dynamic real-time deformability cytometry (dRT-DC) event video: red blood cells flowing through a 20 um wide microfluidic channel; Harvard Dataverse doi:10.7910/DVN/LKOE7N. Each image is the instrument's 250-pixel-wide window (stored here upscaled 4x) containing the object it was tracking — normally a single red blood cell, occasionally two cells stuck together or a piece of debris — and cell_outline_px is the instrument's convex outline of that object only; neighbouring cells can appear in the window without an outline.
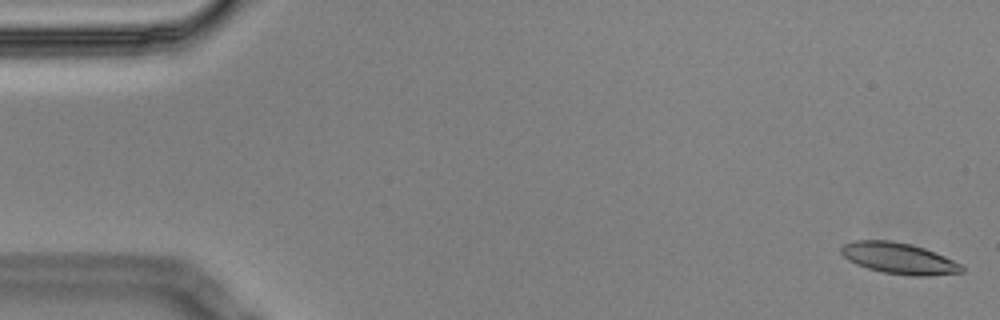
{"species": "Egyptian fruit bat (a non-hibernating species)", "species_latin": "Rousettus aegyptiacus", "temperature_condition": "cold", "stored_images_in_passage": 12, "camera_frame_rate_fps": 3000, "um_per_image_px": 0.085, "animal": {"sex": "male"}, "frame": {"image": 1, "passage_image": 1, "time_ms": 0.0, "image_size_px": [1000, 320], "cell_outline_px": [[964, 272], [928, 276], [908, 276], [880, 272], [856, 264], [848, 260], [840, 252], [840, 248], [844, 244], [856, 240], [892, 240], [912, 244], [924, 248], [944, 256], [960, 264], [964, 268]], "centroid_in_image_um": [76.39, 21.96], "position_along_channel_um": 8.6, "area_um2": 22.02}}
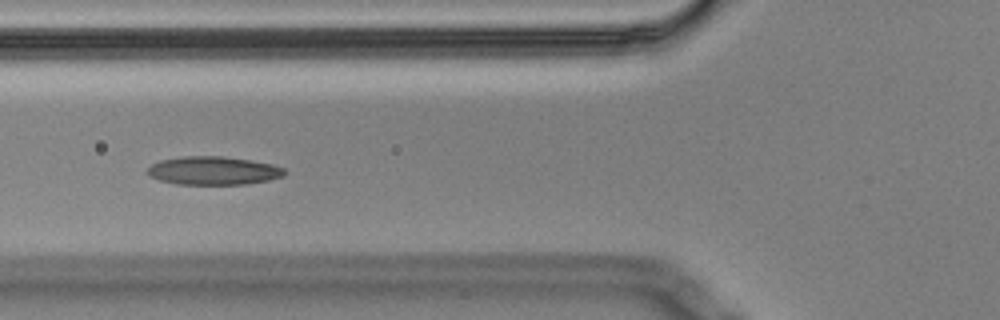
{"frame": {"image": 2, "passage_image": 6, "time_ms": 1.667, "image_size_px": [1000, 320], "cell_outline_px": [[288, 172], [284, 176], [268, 180], [244, 184], [176, 184], [160, 180], [148, 176], [144, 172], [152, 164], [160, 160], [184, 156], [224, 156], [272, 164], [284, 168]], "centroid_in_image_um": [18.11, 14.5], "position_along_channel_um": 107.7, "area_um2": 22.72}}
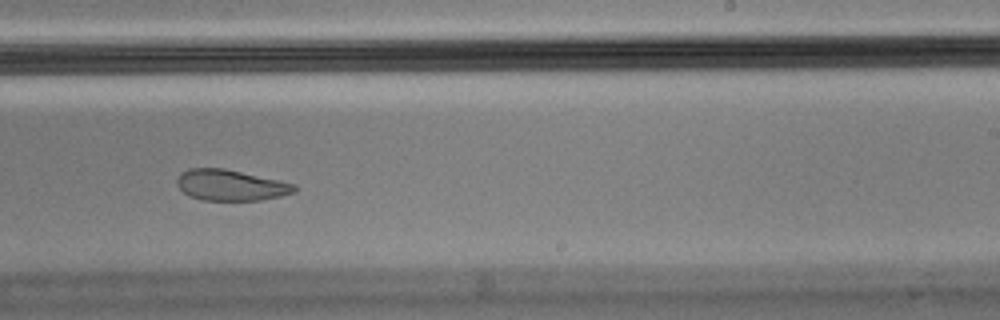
{"frame": {"image": 3, "passage_image": 10, "time_ms": 3.0, "image_size_px": [1000, 320], "cell_outline_px": [[296, 192], [280, 196], [260, 200], [204, 200], [188, 196], [176, 184], [176, 180], [180, 172], [188, 168], [224, 168], [296, 184]], "centroid_in_image_um": [19.58, 15.73], "position_along_channel_um": 269.4, "area_um2": 21.15}}